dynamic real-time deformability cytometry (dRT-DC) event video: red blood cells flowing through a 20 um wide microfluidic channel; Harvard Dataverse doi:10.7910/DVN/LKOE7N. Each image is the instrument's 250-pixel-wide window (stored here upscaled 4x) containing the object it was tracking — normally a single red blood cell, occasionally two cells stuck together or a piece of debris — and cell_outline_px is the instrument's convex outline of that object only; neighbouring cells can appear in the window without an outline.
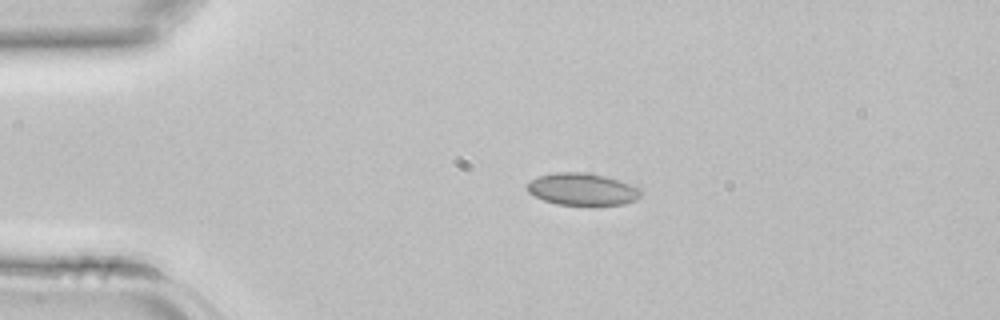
{"species": "common noctule bat (a hibernating species)", "species_latin": "Nyctalus noctula", "temperature_condition": "room temperature", "stored_images_in_passage": 35, "camera_frame_rate_fps": 3000, "um_per_image_px": 0.085, "animal": {"sex": "female", "body_mass_g": 22.7, "forearm_length_mm": 54.2}, "frame": {"image": 1, "passage_image": 1, "time_ms": 0.0, "image_size_px": [1000, 320], "cell_outline_px": [[640, 196], [636, 200], [624, 204], [556, 204], [544, 200], [528, 192], [524, 184], [540, 176], [556, 172], [580, 172], [604, 176], [640, 188]], "centroid_in_image_um": [49.45, 16.08], "position_along_channel_um": 35.6, "area_um2": 20.81}}
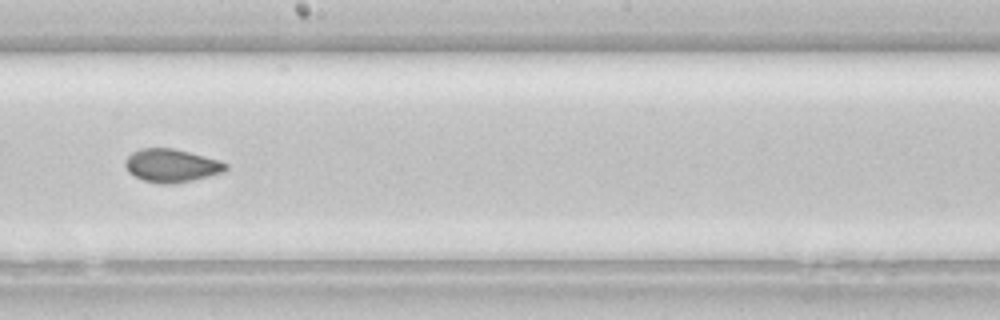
{"frame": {"image": 2, "passage_image": 16, "time_ms": 5.0, "image_size_px": [1000, 320], "cell_outline_px": [[228, 168], [224, 172], [192, 180], [172, 184], [144, 180], [128, 172], [124, 164], [124, 160], [132, 152], [140, 148], [172, 148], [220, 160], [228, 164]], "centroid_in_image_um": [14.58, 14.06], "position_along_channel_um": 233.6, "area_um2": 19.25}}